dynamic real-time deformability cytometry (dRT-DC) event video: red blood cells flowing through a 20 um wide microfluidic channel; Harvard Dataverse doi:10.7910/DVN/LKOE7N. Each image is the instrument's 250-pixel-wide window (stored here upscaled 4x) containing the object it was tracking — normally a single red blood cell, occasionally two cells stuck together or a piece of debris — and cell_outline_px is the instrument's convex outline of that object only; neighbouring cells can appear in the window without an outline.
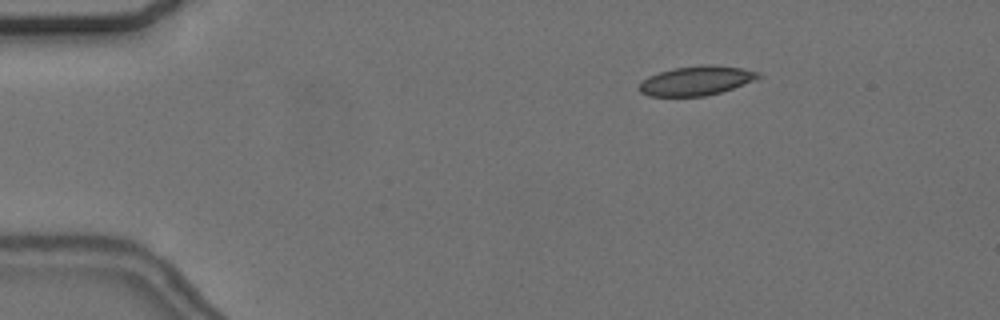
{"species": "common noctule bat (a hibernating species)", "species_latin": "Nyctalus noctula", "temperature_condition": "cold", "stored_images_in_passage": 12, "camera_frame_rate_fps": 3000, "um_per_image_px": 0.085, "animal": {"sex": "female", "body_mass_g": 24.6, "forearm_length_mm": 56.2}, "frame": {"image": 1, "passage_image": 3, "time_ms": 0.667, "image_size_px": [1000, 320], "cell_outline_px": [[764, 76], [760, 80], [720, 92], [704, 96], [648, 96], [640, 92], [636, 88], [648, 76], [660, 72], [676, 68], [704, 64], [712, 64], [740, 68], [760, 72]], "centroid_in_image_um": [59.25, 6.86], "position_along_channel_um": 25.7, "area_um2": 20.58}}